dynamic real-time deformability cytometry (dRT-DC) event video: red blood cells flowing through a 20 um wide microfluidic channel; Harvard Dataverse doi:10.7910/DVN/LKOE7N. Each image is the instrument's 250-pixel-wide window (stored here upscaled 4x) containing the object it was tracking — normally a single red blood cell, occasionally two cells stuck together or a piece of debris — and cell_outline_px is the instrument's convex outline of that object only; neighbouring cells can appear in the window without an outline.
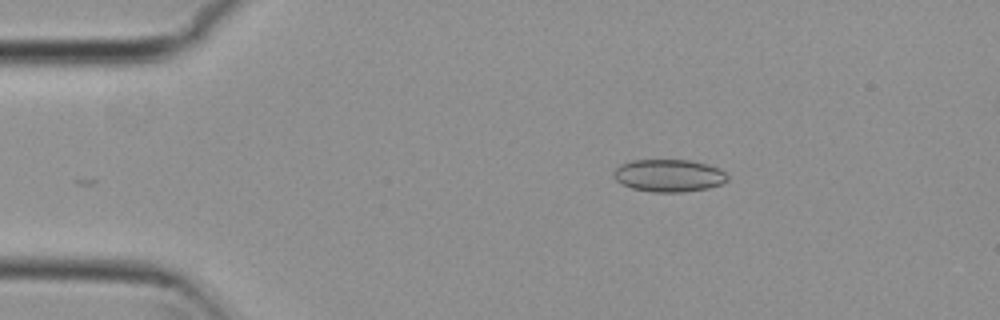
{"species": "common noctule bat (a hibernating species)", "species_latin": "Nyctalus noctula", "temperature_condition": "cold", "stored_images_in_passage": 5, "camera_frame_rate_fps": 3000, "um_per_image_px": 0.085, "animal": {"sex": "female", "body_mass_g": 29.2, "forearm_length_mm": 56.3}, "frame": {"image": 1, "passage_image": 2, "time_ms": 0.333, "image_size_px": [1000, 320], "cell_outline_px": [[728, 180], [720, 184], [708, 188], [680, 192], [652, 192], [632, 188], [616, 180], [612, 176], [612, 172], [620, 164], [632, 160], [692, 160], [708, 164], [720, 168], [728, 176]], "centroid_in_image_um": [56.85, 14.91], "position_along_channel_um": 28.2, "area_um2": 21.62}}
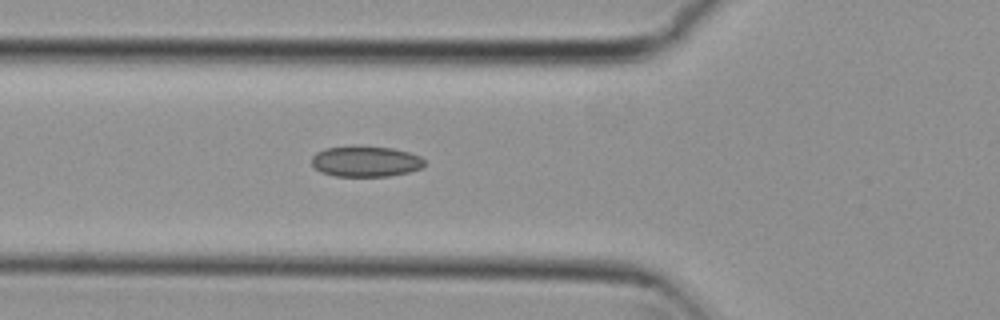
{"frame": {"image": 2, "passage_image": 5, "time_ms": 1.333, "image_size_px": [1000, 320], "cell_outline_px": [[424, 164], [420, 168], [408, 172], [388, 176], [336, 176], [320, 172], [312, 164], [312, 156], [316, 152], [324, 148], [360, 144], [392, 148], [408, 152], [420, 156], [424, 160]], "centroid_in_image_um": [31.04, 13.69], "position_along_channel_um": 94.8, "area_um2": 20.52}}